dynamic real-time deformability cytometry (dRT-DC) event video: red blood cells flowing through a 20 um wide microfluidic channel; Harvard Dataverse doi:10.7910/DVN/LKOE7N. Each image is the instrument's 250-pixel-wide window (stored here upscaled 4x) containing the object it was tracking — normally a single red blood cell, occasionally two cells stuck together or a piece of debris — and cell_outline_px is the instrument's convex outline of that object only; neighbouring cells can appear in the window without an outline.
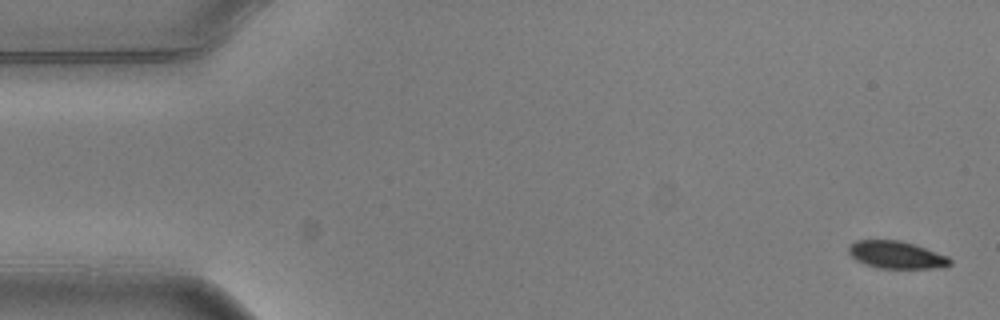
{"species": "common noctule bat (a hibernating species)", "species_latin": "Nyctalus noctula", "temperature_condition": "warm", "stored_images_in_passage": 5, "camera_frame_rate_fps": 3000, "um_per_image_px": 0.085, "animal": {"sex": "male", "body_mass_g": 20.5, "forearm_length_mm": 52.5}, "frame": {"image": 1, "passage_image": 1, "time_ms": 0.0, "image_size_px": [1000, 320], "cell_outline_px": [[952, 264], [940, 268], [880, 268], [856, 260], [848, 252], [848, 248], [856, 240], [900, 240], [948, 256], [952, 260]], "centroid_in_image_um": [76.22, 21.66], "position_along_channel_um": 8.8, "area_um2": 15.95}}
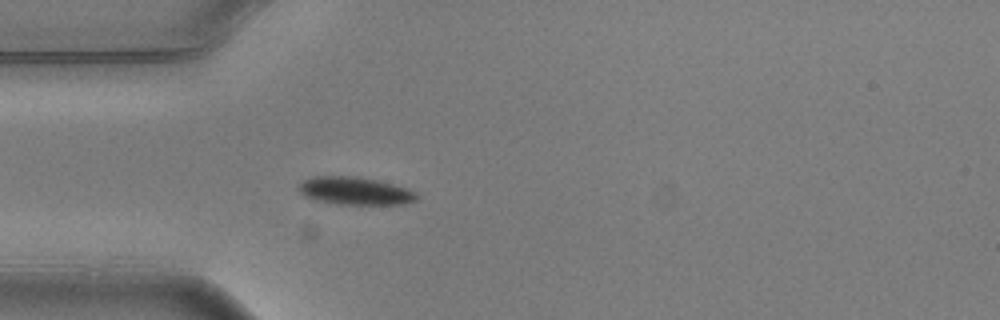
{"frame": {"image": 2, "passage_image": 5, "time_ms": 1.333, "image_size_px": [1000, 320], "cell_outline_px": [[416, 200], [404, 204], [336, 204], [316, 200], [300, 192], [300, 184], [304, 180], [312, 176], [356, 176], [376, 180], [392, 184], [404, 188], [412, 192], [416, 196]], "centroid_in_image_um": [30.14, 16.22], "position_along_channel_um": 54.9, "area_um2": 18.61}}